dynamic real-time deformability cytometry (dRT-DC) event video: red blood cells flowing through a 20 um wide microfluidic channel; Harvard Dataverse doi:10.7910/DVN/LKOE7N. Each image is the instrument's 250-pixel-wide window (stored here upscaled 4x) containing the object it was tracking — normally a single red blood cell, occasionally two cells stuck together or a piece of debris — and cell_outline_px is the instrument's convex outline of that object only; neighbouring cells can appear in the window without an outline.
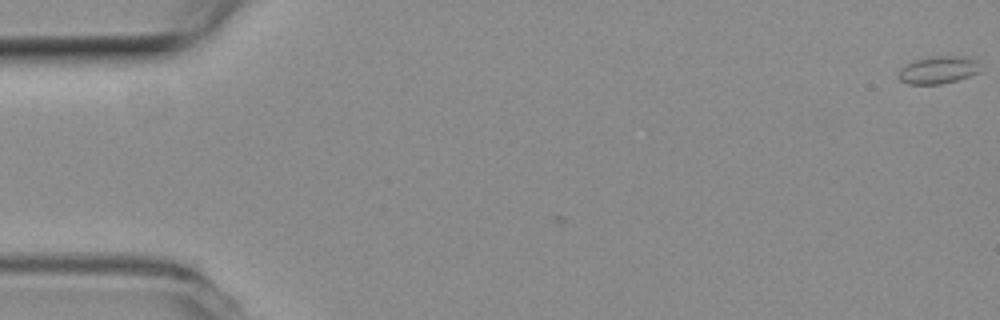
{"species": "common noctule bat (a hibernating species)", "species_latin": "Nyctalus noctula", "temperature_condition": "room temperature", "stored_images_in_passage": 3, "camera_frame_rate_fps": 3000, "um_per_image_px": 0.085, "animal": {"sex": "female", "body_mass_g": 19.3, "forearm_length_mm": 54.1}, "frame": {"image": 1, "passage_image": 1, "time_ms": 0.0, "image_size_px": [1000, 320], "cell_outline_px": [[980, 72], [956, 80], [940, 84], [908, 84], [900, 80], [900, 68], [916, 60], [932, 56], [956, 56], [972, 60]], "centroid_in_image_um": [79.68, 5.96], "position_along_channel_um": 5.3, "area_um2": 12.48}}